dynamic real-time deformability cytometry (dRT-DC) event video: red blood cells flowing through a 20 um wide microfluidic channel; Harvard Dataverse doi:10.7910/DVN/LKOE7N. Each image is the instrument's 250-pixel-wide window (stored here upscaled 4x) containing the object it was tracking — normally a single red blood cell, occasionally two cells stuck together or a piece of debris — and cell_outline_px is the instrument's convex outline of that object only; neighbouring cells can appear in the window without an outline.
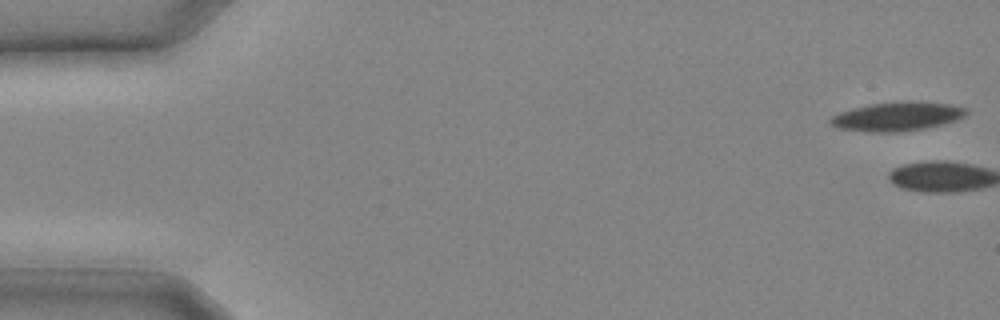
{"species": "common noctule bat (a hibernating species)", "species_latin": "Nyctalus noctula", "temperature_condition": "cold", "stored_images_in_passage": 2, "camera_frame_rate_fps": 3000, "um_per_image_px": 0.085, "animal": {"sex": "male", "body_mass_g": 20.4}, "frame": {"image": 1, "passage_image": 1, "time_ms": 0.0, "image_size_px": [1000, 320], "cell_outline_px": [[968, 116], [944, 124], [924, 128], [896, 132], [868, 132], [836, 128], [828, 120], [832, 116], [840, 112], [852, 108], [872, 104], [948, 104], [968, 108]], "centroid_in_image_um": [76.24, 9.95], "position_along_channel_um": 8.8, "area_um2": 21.96}}